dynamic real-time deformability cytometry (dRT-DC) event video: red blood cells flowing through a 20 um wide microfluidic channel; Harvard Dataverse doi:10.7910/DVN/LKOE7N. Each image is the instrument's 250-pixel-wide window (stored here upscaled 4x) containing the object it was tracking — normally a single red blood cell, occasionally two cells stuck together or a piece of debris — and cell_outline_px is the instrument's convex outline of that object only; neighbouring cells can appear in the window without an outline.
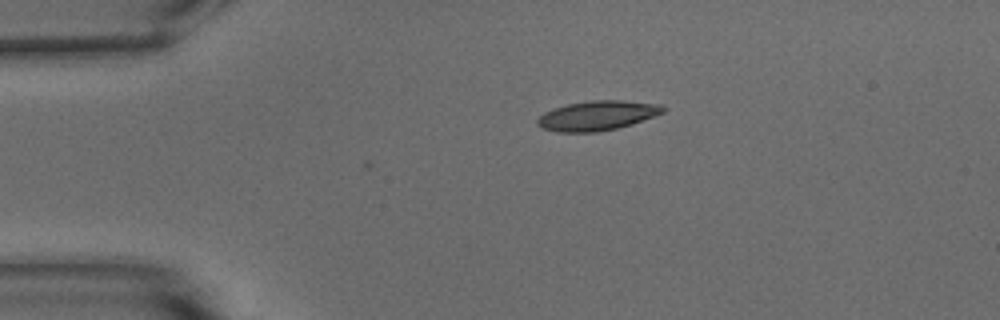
{"species": "common noctule bat (a hibernating species)", "species_latin": "Nyctalus noctula", "temperature_condition": "warm", "stored_images_in_passage": 2, "camera_frame_rate_fps": 3000, "um_per_image_px": 0.085, "animal": {"sex": "male", "body_mass_g": 15.6}, "frame": {"image": 1, "passage_image": 1, "time_ms": 0.0, "image_size_px": [1000, 320], "cell_outline_px": [[664, 112], [632, 124], [616, 128], [596, 132], [556, 132], [540, 128], [536, 124], [536, 120], [544, 112], [568, 104], [592, 100], [624, 100], [660, 104], [664, 108]], "centroid_in_image_um": [50.74, 9.83], "position_along_channel_um": 34.3, "area_um2": 21.62}}